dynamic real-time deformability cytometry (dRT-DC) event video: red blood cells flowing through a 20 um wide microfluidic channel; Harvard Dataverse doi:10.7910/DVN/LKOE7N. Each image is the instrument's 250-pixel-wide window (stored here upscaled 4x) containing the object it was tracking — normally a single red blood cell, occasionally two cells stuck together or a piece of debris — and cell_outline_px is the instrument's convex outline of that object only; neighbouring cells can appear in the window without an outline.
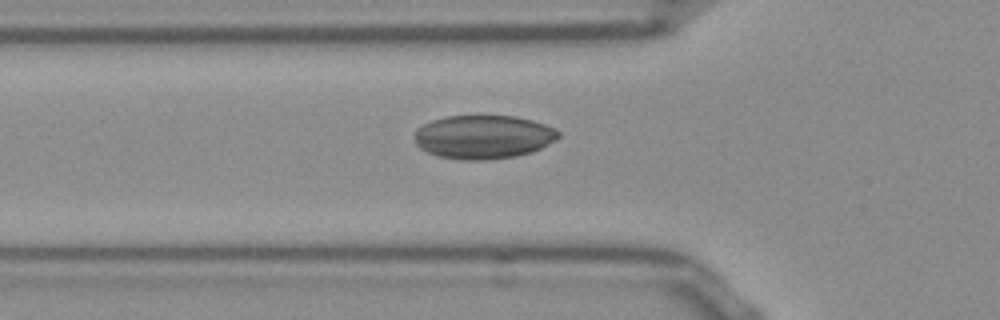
{"species": "Egyptian fruit bat (a non-hibernating species)", "species_latin": "Rousettus aegyptiacus", "temperature_condition": "room temperature", "stored_images_in_passage": 31, "camera_frame_rate_fps": 3000, "um_per_image_px": 0.085, "frame": {"image": 1, "passage_image": 3, "time_ms": 0.667, "image_size_px": [1000, 320], "cell_outline_px": [[560, 136], [556, 140], [532, 152], [516, 156], [488, 160], [460, 160], [436, 156], [420, 148], [416, 144], [416, 128], [432, 120], [448, 116], [516, 116], [532, 120], [544, 124], [560, 132]], "centroid_in_image_um": [41.08, 11.65], "position_along_channel_um": 84.7, "area_um2": 36.65}}
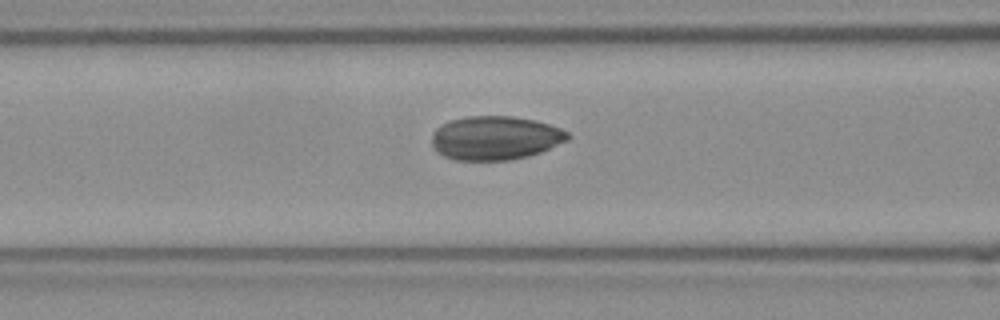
{"frame": {"image": 2, "passage_image": 6, "time_ms": 1.667, "image_size_px": [1000, 320], "cell_outline_px": [[572, 136], [568, 140], [540, 152], [528, 156], [512, 160], [456, 160], [444, 156], [436, 152], [432, 148], [432, 132], [440, 124], [452, 120], [468, 116], [512, 116], [536, 120], [560, 128], [568, 132]], "centroid_in_image_um": [42.08, 11.73], "position_along_channel_um": 124.5, "area_um2": 34.97}}
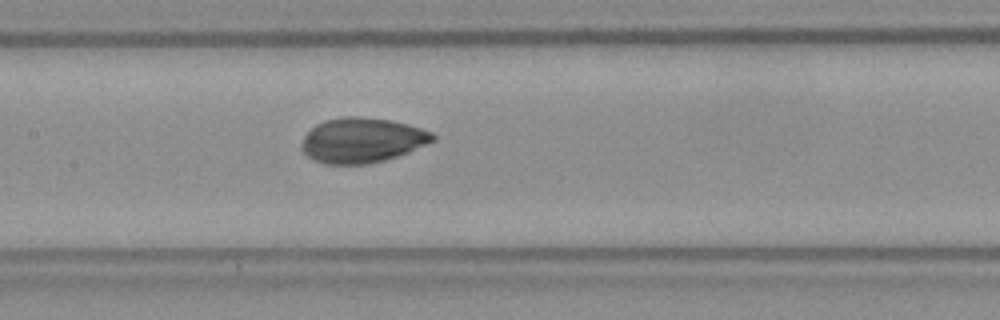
{"frame": {"image": 3, "passage_image": 10, "time_ms": 3.0, "image_size_px": [1000, 320], "cell_outline_px": [[436, 140], [408, 152], [384, 160], [368, 164], [324, 164], [312, 160], [300, 148], [300, 144], [304, 136], [316, 124], [324, 120], [344, 116], [360, 116], [392, 120], [408, 124], [432, 132], [436, 136]], "centroid_in_image_um": [30.76, 11.91], "position_along_channel_um": 176.6, "area_um2": 34.56}}